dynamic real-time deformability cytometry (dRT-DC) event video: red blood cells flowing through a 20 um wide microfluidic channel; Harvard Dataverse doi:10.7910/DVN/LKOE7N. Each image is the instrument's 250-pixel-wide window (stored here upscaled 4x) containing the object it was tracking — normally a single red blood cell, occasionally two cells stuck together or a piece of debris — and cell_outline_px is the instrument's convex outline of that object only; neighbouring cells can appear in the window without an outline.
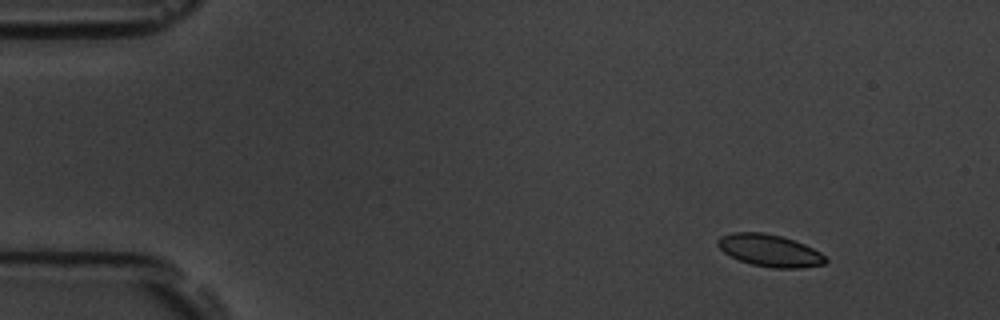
{"species": "common noctule bat (a hibernating species)", "species_latin": "Nyctalus noctula", "temperature_condition": "room temperature", "stored_images_in_passage": 5, "camera_frame_rate_fps": 3000, "um_per_image_px": 0.085, "animal": {"sex": "male", "body_mass_g": 19.5, "forearm_length_mm": 54.6}, "frame": {"image": 1, "passage_image": 1, "time_ms": 0.0, "image_size_px": [1000, 320], "cell_outline_px": [[828, 260], [824, 264], [800, 268], [772, 268], [752, 264], [740, 260], [724, 252], [716, 244], [716, 240], [720, 236], [732, 232], [764, 232], [780, 236], [804, 244], [820, 252]], "centroid_in_image_um": [65.4, 21.29], "position_along_channel_um": 19.6, "area_um2": 20.06}}
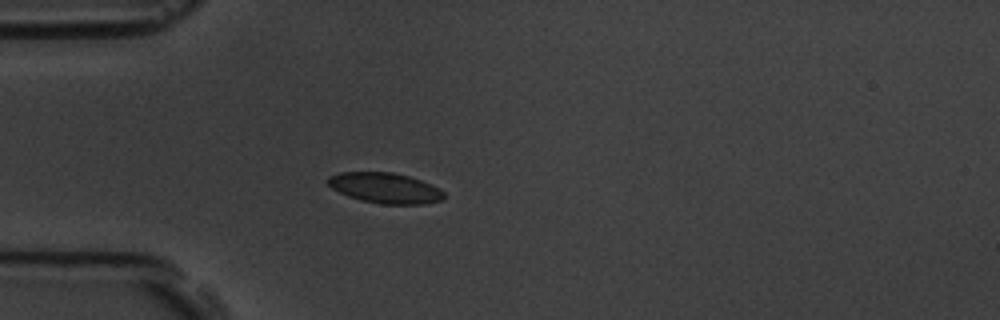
{"frame": {"image": 2, "passage_image": 4, "time_ms": 3.333, "image_size_px": [1000, 320], "cell_outline_px": [[444, 196], [440, 200], [424, 204], [380, 204], [360, 200], [348, 196], [332, 188], [328, 184], [328, 176], [340, 172], [392, 172], [408, 176], [420, 180], [444, 192]], "centroid_in_image_um": [32.69, 15.98], "position_along_channel_um": 52.3, "area_um2": 20.35}}